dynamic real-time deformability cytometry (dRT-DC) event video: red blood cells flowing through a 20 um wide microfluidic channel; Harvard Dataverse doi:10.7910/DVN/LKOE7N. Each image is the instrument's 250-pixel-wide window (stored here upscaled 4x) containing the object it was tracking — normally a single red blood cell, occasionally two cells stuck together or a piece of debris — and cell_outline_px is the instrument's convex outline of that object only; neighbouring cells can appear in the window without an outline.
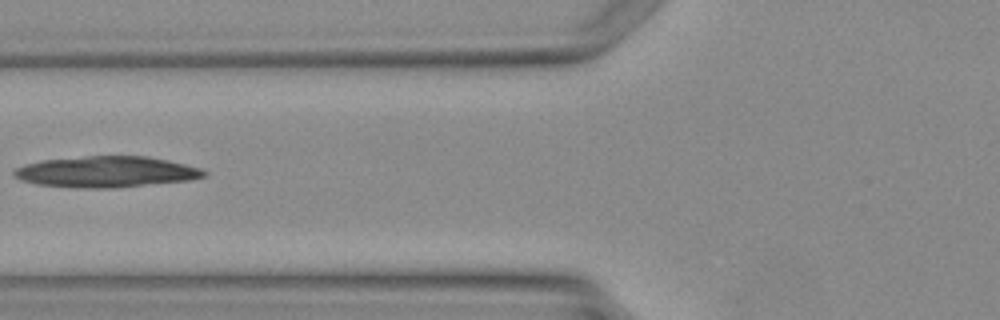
{"species": "Egyptian fruit bat (a non-hibernating species)", "species_latin": "Rousettus aegyptiacus", "temperature_condition": "warm", "stored_images_in_passage": 2, "camera_frame_rate_fps": 3000, "um_per_image_px": 0.085, "animal": {"sex": "female"}, "frame": {"image": 1, "passage_image": 2, "time_ms": 2.0, "image_size_px": [1000, 320], "cell_outline_px": [[208, 172], [204, 176], [188, 180], [112, 188], [76, 188], [36, 184], [20, 180], [12, 176], [12, 172], [16, 168], [24, 164], [44, 160], [88, 156], [148, 156], [168, 160], [200, 168]], "centroid_in_image_um": [8.98, 14.61], "position_along_channel_um": 116.8, "area_um2": 34.28}}